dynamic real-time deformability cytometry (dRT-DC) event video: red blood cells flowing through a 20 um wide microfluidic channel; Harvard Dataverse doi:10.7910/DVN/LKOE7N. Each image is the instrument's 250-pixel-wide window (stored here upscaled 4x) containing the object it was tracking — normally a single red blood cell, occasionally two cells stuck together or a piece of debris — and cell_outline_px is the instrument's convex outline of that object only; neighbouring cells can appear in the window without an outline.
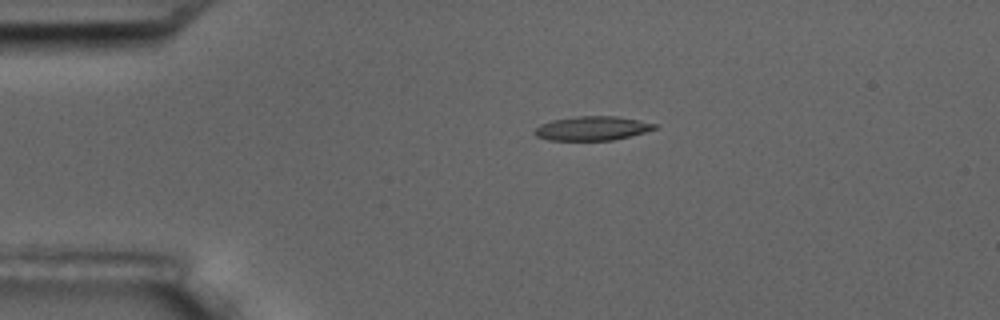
{"species": "common noctule bat (a hibernating species)", "species_latin": "Nyctalus noctula", "temperature_condition": "room temperature", "stored_images_in_passage": 2, "camera_frame_rate_fps": 3000, "um_per_image_px": 0.085, "animal": {"sex": "male", "body_mass_g": 17.5, "forearm_length_mm": 52.3}, "frame": {"image": 1, "passage_image": 1, "time_ms": 0.0, "image_size_px": [1000, 320], "cell_outline_px": [[660, 128], [632, 136], [612, 140], [548, 140], [536, 136], [532, 132], [540, 124], [552, 120], [576, 116], [616, 116], [660, 124]], "centroid_in_image_um": [50.39, 10.91], "position_along_channel_um": 34.6, "area_um2": 17.11}}